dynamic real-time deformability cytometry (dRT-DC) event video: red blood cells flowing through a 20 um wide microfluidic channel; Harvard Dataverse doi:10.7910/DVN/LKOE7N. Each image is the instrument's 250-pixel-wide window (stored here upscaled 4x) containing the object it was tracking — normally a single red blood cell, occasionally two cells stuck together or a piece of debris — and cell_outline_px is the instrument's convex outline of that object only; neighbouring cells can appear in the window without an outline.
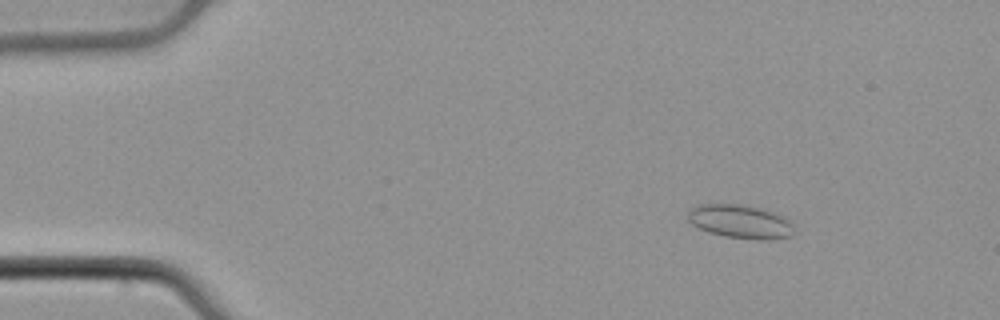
{"species": "common noctule bat (a hibernating species)", "species_latin": "Nyctalus noctula", "temperature_condition": "cold", "stored_images_in_passage": 55, "camera_frame_rate_fps": 3000, "um_per_image_px": 0.085, "animal": {"sex": "male", "body_mass_g": 21.5, "forearm_length_mm": 52.0}, "frame": {"image": 1, "passage_image": 8, "time_ms": 2.333, "image_size_px": [1000, 320], "cell_outline_px": [[796, 232], [792, 236], [764, 240], [756, 240], [724, 236], [708, 232], [692, 224], [688, 220], [688, 208], [696, 204], [740, 204], [764, 208], [788, 220], [792, 224]], "centroid_in_image_um": [62.91, 18.83], "position_along_channel_um": 22.1, "area_um2": 21.04}}
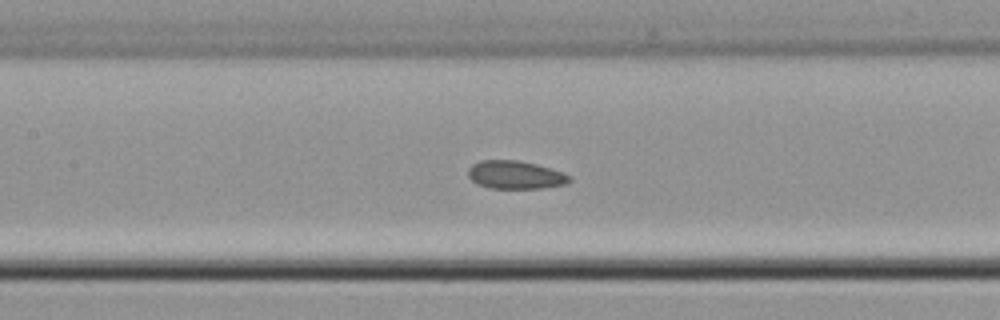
{"frame": {"image": 2, "passage_image": 26, "time_ms": 8.333, "image_size_px": [1000, 320], "cell_outline_px": [[572, 180], [568, 184], [540, 188], [488, 188], [472, 180], [468, 176], [468, 168], [472, 164], [480, 160], [516, 160], [536, 164], [552, 168], [564, 172], [572, 176]], "centroid_in_image_um": [43.85, 14.86], "position_along_channel_um": 163.5, "area_um2": 16.76}}
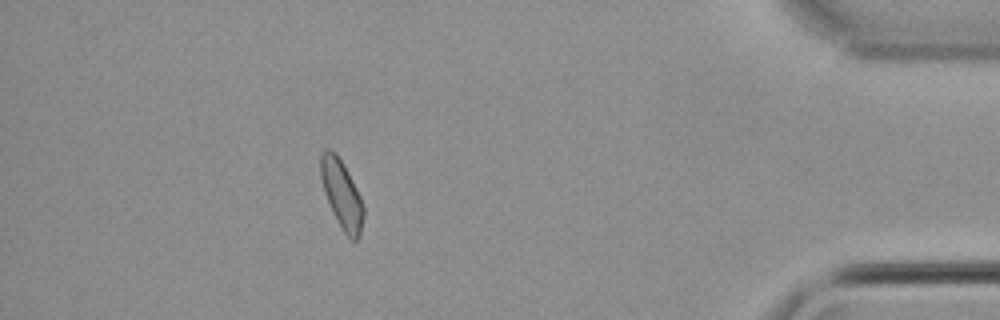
{"frame": {"image": 3, "passage_image": 49, "time_ms": 16.0, "image_size_px": [1000, 320], "cell_outline_px": [[364, 216], [360, 236], [356, 240], [352, 240], [344, 232], [324, 192], [320, 176], [320, 152], [324, 148], [328, 148], [336, 152], [344, 164], [360, 196], [364, 208]], "centroid_in_image_um": [29.04, 16.44], "position_along_channel_um": 406.2, "area_um2": 16.88}, "authors_computed_cell_mechanics": {"area_um2": 17.1666, "velocity_mm_per_s": 3.8311, "shape_relaxation_time_tau1_ms": null, "shape_relaxation_time_tau2_ms": 3.6499, "deformation_change_tau1": null, "deformation_change_tau2": 0.0704}}